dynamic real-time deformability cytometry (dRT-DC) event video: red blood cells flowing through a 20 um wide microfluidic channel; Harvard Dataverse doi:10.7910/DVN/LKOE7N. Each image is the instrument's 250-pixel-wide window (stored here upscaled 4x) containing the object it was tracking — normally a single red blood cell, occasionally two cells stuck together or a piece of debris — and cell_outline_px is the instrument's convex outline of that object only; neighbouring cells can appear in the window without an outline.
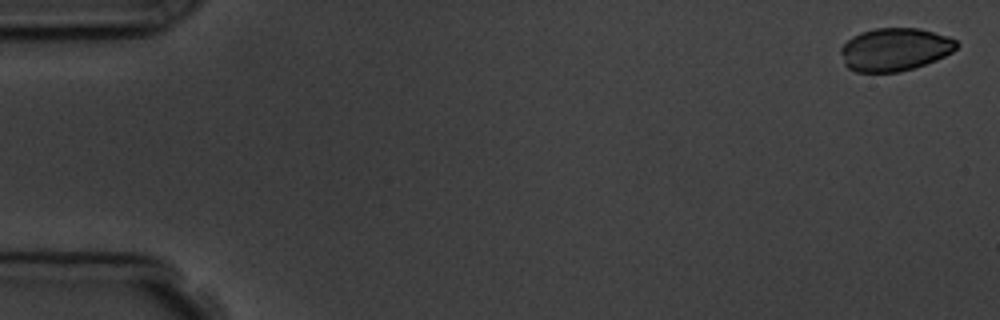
{"species": "common noctule bat (a hibernating species)", "species_latin": "Nyctalus noctula", "temperature_condition": "room temperature", "stored_images_in_passage": 5, "segment_of_instrument_passage": [2, 2], "camera_frame_rate_fps": 3000, "um_per_image_px": 0.085, "animal": {"sex": "male", "body_mass_g": 19.5, "forearm_length_mm": 54.6}, "frame": {"image": 1, "passage_image": 5, "time_ms": 6.333, "image_size_px": [1000, 320], "cell_outline_px": [[960, 44], [952, 52], [936, 60], [900, 72], [856, 72], [848, 68], [844, 64], [840, 52], [840, 48], [852, 36], [860, 32], [876, 28], [920, 28], [948, 36], [956, 40]], "centroid_in_image_um": [76.05, 4.2], "position_along_channel_um": 9.0, "area_um2": 29.07}}